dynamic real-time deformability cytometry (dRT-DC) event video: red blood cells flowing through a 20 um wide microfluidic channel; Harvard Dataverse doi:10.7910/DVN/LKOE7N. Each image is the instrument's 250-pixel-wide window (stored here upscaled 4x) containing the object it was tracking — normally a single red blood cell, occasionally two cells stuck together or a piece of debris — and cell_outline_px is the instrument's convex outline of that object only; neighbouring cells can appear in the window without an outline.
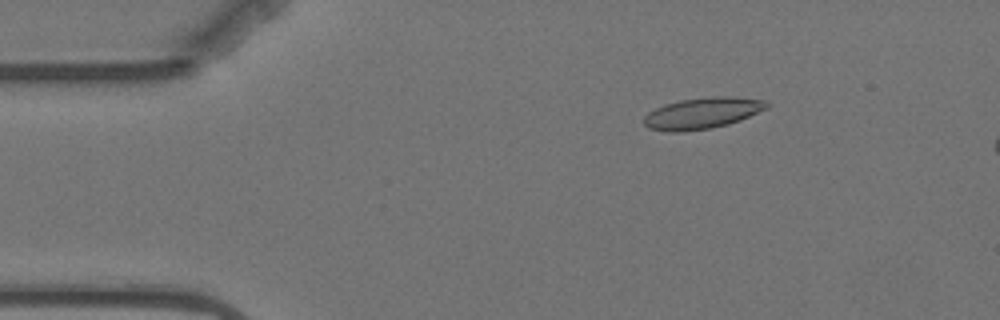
{"species": "Egyptian fruit bat (a non-hibernating species)", "species_latin": "Rousettus aegyptiacus", "temperature_condition": "warm", "stored_images_in_passage": 4, "segment_of_instrument_passage": [1, 2], "camera_frame_rate_fps": 3000, "um_per_image_px": 0.085, "animal": {"sex": "female"}, "frame": {"image": 1, "passage_image": 1, "time_ms": 0.0, "image_size_px": [1000, 320], "cell_outline_px": [[768, 108], [740, 120], [728, 124], [708, 128], [676, 132], [668, 132], [648, 128], [644, 124], [644, 116], [648, 112], [664, 104], [680, 100], [716, 96], [732, 96], [764, 100], [768, 104]], "centroid_in_image_um": [59.68, 9.61], "position_along_channel_um": 25.3, "area_um2": 22.2}}